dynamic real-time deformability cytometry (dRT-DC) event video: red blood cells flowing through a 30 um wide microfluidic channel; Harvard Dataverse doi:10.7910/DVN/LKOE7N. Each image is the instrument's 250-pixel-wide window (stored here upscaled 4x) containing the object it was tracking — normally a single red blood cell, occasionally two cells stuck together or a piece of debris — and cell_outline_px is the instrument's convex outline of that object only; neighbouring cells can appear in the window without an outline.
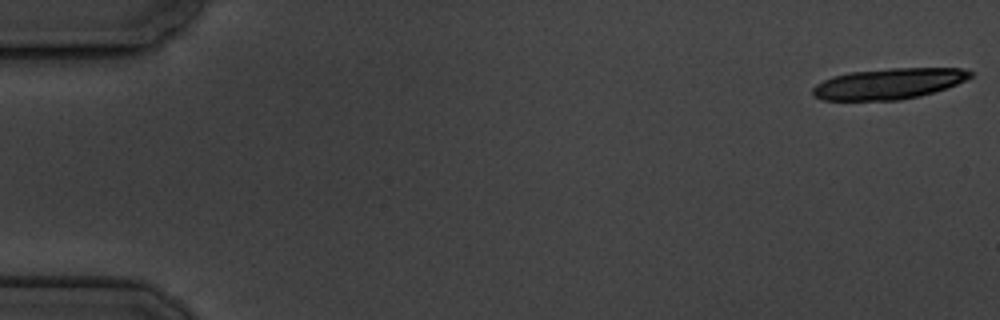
{"species": "common noctule bat (a hibernating species)", "species_latin": "Nyctalus noctula", "temperature_condition": "cold", "stored_images_in_passage": 6, "camera_frame_rate_fps": 3000, "um_per_image_px": 0.085, "animal": {"sex": "male", "body_mass_g": 19.5, "forearm_length_mm": 54.6}, "frame": {"image": 1, "passage_image": 1, "time_ms": 0.0, "image_size_px": [1000, 320], "cell_outline_px": [[976, 72], [972, 76], [956, 84], [920, 96], [900, 100], [824, 100], [812, 96], [812, 88], [816, 84], [832, 76], [848, 72], [888, 68], [960, 68]], "centroid_in_image_um": [75.51, 7.11], "position_along_channel_um": 9.5, "area_um2": 28.38}}